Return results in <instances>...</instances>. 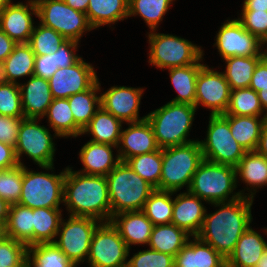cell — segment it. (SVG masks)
Returning <instances> with one entry per match:
<instances>
[{"mask_svg": "<svg viewBox=\"0 0 267 267\" xmlns=\"http://www.w3.org/2000/svg\"><path fill=\"white\" fill-rule=\"evenodd\" d=\"M253 203V199L246 197L212 203L211 206L215 207V210L209 213L206 209L197 237L227 259L241 235L252 225Z\"/></svg>", "mask_w": 267, "mask_h": 267, "instance_id": "1", "label": "cell"}, {"mask_svg": "<svg viewBox=\"0 0 267 267\" xmlns=\"http://www.w3.org/2000/svg\"><path fill=\"white\" fill-rule=\"evenodd\" d=\"M66 166L63 205L68 215L110 222L111 203L106 176L86 175Z\"/></svg>", "mask_w": 267, "mask_h": 267, "instance_id": "2", "label": "cell"}, {"mask_svg": "<svg viewBox=\"0 0 267 267\" xmlns=\"http://www.w3.org/2000/svg\"><path fill=\"white\" fill-rule=\"evenodd\" d=\"M197 111L195 106L170 101L150 111L146 119L153 129L159 148L184 145L198 140L189 138Z\"/></svg>", "mask_w": 267, "mask_h": 267, "instance_id": "3", "label": "cell"}, {"mask_svg": "<svg viewBox=\"0 0 267 267\" xmlns=\"http://www.w3.org/2000/svg\"><path fill=\"white\" fill-rule=\"evenodd\" d=\"M54 166H40L41 171L37 172L26 165L23 166L22 190L18 204L31 209L62 208L66 167L57 174L54 172Z\"/></svg>", "mask_w": 267, "mask_h": 267, "instance_id": "4", "label": "cell"}, {"mask_svg": "<svg viewBox=\"0 0 267 267\" xmlns=\"http://www.w3.org/2000/svg\"><path fill=\"white\" fill-rule=\"evenodd\" d=\"M111 217L127 211L143 210L155 188L141 178L128 164L120 161L107 175Z\"/></svg>", "mask_w": 267, "mask_h": 267, "instance_id": "5", "label": "cell"}, {"mask_svg": "<svg viewBox=\"0 0 267 267\" xmlns=\"http://www.w3.org/2000/svg\"><path fill=\"white\" fill-rule=\"evenodd\" d=\"M204 160L199 139L162 149V170L157 190L188 191L192 177Z\"/></svg>", "mask_w": 267, "mask_h": 267, "instance_id": "6", "label": "cell"}, {"mask_svg": "<svg viewBox=\"0 0 267 267\" xmlns=\"http://www.w3.org/2000/svg\"><path fill=\"white\" fill-rule=\"evenodd\" d=\"M237 188L235 167L204 159L194 173L188 191L210 205L242 197Z\"/></svg>", "mask_w": 267, "mask_h": 267, "instance_id": "7", "label": "cell"}, {"mask_svg": "<svg viewBox=\"0 0 267 267\" xmlns=\"http://www.w3.org/2000/svg\"><path fill=\"white\" fill-rule=\"evenodd\" d=\"M145 35L149 44L147 62L162 71L195 64L205 55L202 46L181 36L160 33L158 29Z\"/></svg>", "mask_w": 267, "mask_h": 267, "instance_id": "8", "label": "cell"}, {"mask_svg": "<svg viewBox=\"0 0 267 267\" xmlns=\"http://www.w3.org/2000/svg\"><path fill=\"white\" fill-rule=\"evenodd\" d=\"M41 120V118H23L20 123L15 153L21 166H25L23 161L25 156L38 167L55 164L56 142L54 140L60 137L47 125H41Z\"/></svg>", "mask_w": 267, "mask_h": 267, "instance_id": "9", "label": "cell"}, {"mask_svg": "<svg viewBox=\"0 0 267 267\" xmlns=\"http://www.w3.org/2000/svg\"><path fill=\"white\" fill-rule=\"evenodd\" d=\"M206 137L199 140L205 160L236 167L247 152L230 132L228 115H210Z\"/></svg>", "mask_w": 267, "mask_h": 267, "instance_id": "10", "label": "cell"}, {"mask_svg": "<svg viewBox=\"0 0 267 267\" xmlns=\"http://www.w3.org/2000/svg\"><path fill=\"white\" fill-rule=\"evenodd\" d=\"M35 3L38 22L60 33L65 39L81 43V38L94 30L87 15L71 8L64 0H38Z\"/></svg>", "mask_w": 267, "mask_h": 267, "instance_id": "11", "label": "cell"}, {"mask_svg": "<svg viewBox=\"0 0 267 267\" xmlns=\"http://www.w3.org/2000/svg\"><path fill=\"white\" fill-rule=\"evenodd\" d=\"M67 218L62 217L53 243L79 267L87 261L93 233L101 222L91 217L68 215Z\"/></svg>", "mask_w": 267, "mask_h": 267, "instance_id": "12", "label": "cell"}, {"mask_svg": "<svg viewBox=\"0 0 267 267\" xmlns=\"http://www.w3.org/2000/svg\"><path fill=\"white\" fill-rule=\"evenodd\" d=\"M130 250L111 222L95 229L86 264L88 267H119L127 263Z\"/></svg>", "mask_w": 267, "mask_h": 267, "instance_id": "13", "label": "cell"}, {"mask_svg": "<svg viewBox=\"0 0 267 267\" xmlns=\"http://www.w3.org/2000/svg\"><path fill=\"white\" fill-rule=\"evenodd\" d=\"M205 65L196 80L195 107L209 109L210 115L225 114L230 101V86L224 73Z\"/></svg>", "mask_w": 267, "mask_h": 267, "instance_id": "14", "label": "cell"}, {"mask_svg": "<svg viewBox=\"0 0 267 267\" xmlns=\"http://www.w3.org/2000/svg\"><path fill=\"white\" fill-rule=\"evenodd\" d=\"M218 29L213 47H216L222 60L234 56H261L260 40L236 18H227Z\"/></svg>", "mask_w": 267, "mask_h": 267, "instance_id": "15", "label": "cell"}, {"mask_svg": "<svg viewBox=\"0 0 267 267\" xmlns=\"http://www.w3.org/2000/svg\"><path fill=\"white\" fill-rule=\"evenodd\" d=\"M53 99L68 98L89 89L97 80V71L92 63L80 58L69 67L58 68L49 79Z\"/></svg>", "mask_w": 267, "mask_h": 267, "instance_id": "16", "label": "cell"}, {"mask_svg": "<svg viewBox=\"0 0 267 267\" xmlns=\"http://www.w3.org/2000/svg\"><path fill=\"white\" fill-rule=\"evenodd\" d=\"M102 90L103 88L100 91L101 106L124 125L146 119L147 114L143 117L139 115L141 99L145 92L143 87L113 85L105 92Z\"/></svg>", "mask_w": 267, "mask_h": 267, "instance_id": "17", "label": "cell"}, {"mask_svg": "<svg viewBox=\"0 0 267 267\" xmlns=\"http://www.w3.org/2000/svg\"><path fill=\"white\" fill-rule=\"evenodd\" d=\"M37 18L36 3L32 1L14 2L0 11V29L14 42L28 43Z\"/></svg>", "mask_w": 267, "mask_h": 267, "instance_id": "18", "label": "cell"}, {"mask_svg": "<svg viewBox=\"0 0 267 267\" xmlns=\"http://www.w3.org/2000/svg\"><path fill=\"white\" fill-rule=\"evenodd\" d=\"M174 195L171 223L191 237L197 236L208 208L205 206L206 202L186 190L180 191V193L174 192Z\"/></svg>", "mask_w": 267, "mask_h": 267, "instance_id": "19", "label": "cell"}, {"mask_svg": "<svg viewBox=\"0 0 267 267\" xmlns=\"http://www.w3.org/2000/svg\"><path fill=\"white\" fill-rule=\"evenodd\" d=\"M127 128L121 130L117 153L120 161H126L140 154H147L159 150L153 129L147 119L126 123Z\"/></svg>", "mask_w": 267, "mask_h": 267, "instance_id": "20", "label": "cell"}, {"mask_svg": "<svg viewBox=\"0 0 267 267\" xmlns=\"http://www.w3.org/2000/svg\"><path fill=\"white\" fill-rule=\"evenodd\" d=\"M235 168L237 187L240 181L246 186L239 190L240 194L254 200L259 188L267 187V158L256 151H248Z\"/></svg>", "mask_w": 267, "mask_h": 267, "instance_id": "21", "label": "cell"}, {"mask_svg": "<svg viewBox=\"0 0 267 267\" xmlns=\"http://www.w3.org/2000/svg\"><path fill=\"white\" fill-rule=\"evenodd\" d=\"M110 222L118 230L129 250L132 245L149 244L153 223L140 211L121 212L111 217Z\"/></svg>", "mask_w": 267, "mask_h": 267, "instance_id": "22", "label": "cell"}, {"mask_svg": "<svg viewBox=\"0 0 267 267\" xmlns=\"http://www.w3.org/2000/svg\"><path fill=\"white\" fill-rule=\"evenodd\" d=\"M115 149L117 151V147L111 144L87 141L78 154L83 167L76 171L86 175L106 176L120 162L118 153L114 154Z\"/></svg>", "mask_w": 267, "mask_h": 267, "instance_id": "23", "label": "cell"}, {"mask_svg": "<svg viewBox=\"0 0 267 267\" xmlns=\"http://www.w3.org/2000/svg\"><path fill=\"white\" fill-rule=\"evenodd\" d=\"M19 88L24 117L42 119L53 101L49 80L32 75Z\"/></svg>", "mask_w": 267, "mask_h": 267, "instance_id": "24", "label": "cell"}, {"mask_svg": "<svg viewBox=\"0 0 267 267\" xmlns=\"http://www.w3.org/2000/svg\"><path fill=\"white\" fill-rule=\"evenodd\" d=\"M267 235V227L261 229ZM267 250V241L250 226L239 238L226 259V267H254Z\"/></svg>", "mask_w": 267, "mask_h": 267, "instance_id": "25", "label": "cell"}, {"mask_svg": "<svg viewBox=\"0 0 267 267\" xmlns=\"http://www.w3.org/2000/svg\"><path fill=\"white\" fill-rule=\"evenodd\" d=\"M174 267H226V259L197 236L174 256Z\"/></svg>", "mask_w": 267, "mask_h": 267, "instance_id": "26", "label": "cell"}, {"mask_svg": "<svg viewBox=\"0 0 267 267\" xmlns=\"http://www.w3.org/2000/svg\"><path fill=\"white\" fill-rule=\"evenodd\" d=\"M35 54L28 43L16 44L12 53L0 64V80L20 84L34 75ZM26 77V78H25Z\"/></svg>", "mask_w": 267, "mask_h": 267, "instance_id": "27", "label": "cell"}, {"mask_svg": "<svg viewBox=\"0 0 267 267\" xmlns=\"http://www.w3.org/2000/svg\"><path fill=\"white\" fill-rule=\"evenodd\" d=\"M123 124L101 106L83 129L81 136H90V141L94 143L118 147Z\"/></svg>", "mask_w": 267, "mask_h": 267, "instance_id": "28", "label": "cell"}, {"mask_svg": "<svg viewBox=\"0 0 267 267\" xmlns=\"http://www.w3.org/2000/svg\"><path fill=\"white\" fill-rule=\"evenodd\" d=\"M129 0H89L87 18L94 30L128 19ZM112 26V27H111Z\"/></svg>", "mask_w": 267, "mask_h": 267, "instance_id": "29", "label": "cell"}, {"mask_svg": "<svg viewBox=\"0 0 267 267\" xmlns=\"http://www.w3.org/2000/svg\"><path fill=\"white\" fill-rule=\"evenodd\" d=\"M203 60L204 56L195 64L167 69L173 88L178 94L170 102L195 105L196 80L199 70L205 65Z\"/></svg>", "mask_w": 267, "mask_h": 267, "instance_id": "30", "label": "cell"}, {"mask_svg": "<svg viewBox=\"0 0 267 267\" xmlns=\"http://www.w3.org/2000/svg\"><path fill=\"white\" fill-rule=\"evenodd\" d=\"M43 119L48 121L47 126L60 138H77L82 134V130L75 124L67 98L53 99Z\"/></svg>", "mask_w": 267, "mask_h": 267, "instance_id": "31", "label": "cell"}, {"mask_svg": "<svg viewBox=\"0 0 267 267\" xmlns=\"http://www.w3.org/2000/svg\"><path fill=\"white\" fill-rule=\"evenodd\" d=\"M98 80L87 90L68 97L75 124L83 131L101 107V83Z\"/></svg>", "mask_w": 267, "mask_h": 267, "instance_id": "32", "label": "cell"}, {"mask_svg": "<svg viewBox=\"0 0 267 267\" xmlns=\"http://www.w3.org/2000/svg\"><path fill=\"white\" fill-rule=\"evenodd\" d=\"M191 236L173 223L153 227L148 248L175 256Z\"/></svg>", "mask_w": 267, "mask_h": 267, "instance_id": "33", "label": "cell"}, {"mask_svg": "<svg viewBox=\"0 0 267 267\" xmlns=\"http://www.w3.org/2000/svg\"><path fill=\"white\" fill-rule=\"evenodd\" d=\"M264 116L228 115L232 137L248 152L255 151L259 142Z\"/></svg>", "mask_w": 267, "mask_h": 267, "instance_id": "34", "label": "cell"}, {"mask_svg": "<svg viewBox=\"0 0 267 267\" xmlns=\"http://www.w3.org/2000/svg\"><path fill=\"white\" fill-rule=\"evenodd\" d=\"M62 208L33 209V245L38 243H53L61 222Z\"/></svg>", "mask_w": 267, "mask_h": 267, "instance_id": "35", "label": "cell"}, {"mask_svg": "<svg viewBox=\"0 0 267 267\" xmlns=\"http://www.w3.org/2000/svg\"><path fill=\"white\" fill-rule=\"evenodd\" d=\"M261 56H234L223 60L225 71H222L231 90L249 88L255 67Z\"/></svg>", "mask_w": 267, "mask_h": 267, "instance_id": "36", "label": "cell"}, {"mask_svg": "<svg viewBox=\"0 0 267 267\" xmlns=\"http://www.w3.org/2000/svg\"><path fill=\"white\" fill-rule=\"evenodd\" d=\"M6 226L8 237L28 247L33 245V209L20 204L10 205Z\"/></svg>", "mask_w": 267, "mask_h": 267, "instance_id": "37", "label": "cell"}, {"mask_svg": "<svg viewBox=\"0 0 267 267\" xmlns=\"http://www.w3.org/2000/svg\"><path fill=\"white\" fill-rule=\"evenodd\" d=\"M176 0H129L128 18L141 17L148 31L157 30Z\"/></svg>", "mask_w": 267, "mask_h": 267, "instance_id": "38", "label": "cell"}, {"mask_svg": "<svg viewBox=\"0 0 267 267\" xmlns=\"http://www.w3.org/2000/svg\"><path fill=\"white\" fill-rule=\"evenodd\" d=\"M25 267H77L54 243H38L28 247Z\"/></svg>", "mask_w": 267, "mask_h": 267, "instance_id": "39", "label": "cell"}, {"mask_svg": "<svg viewBox=\"0 0 267 267\" xmlns=\"http://www.w3.org/2000/svg\"><path fill=\"white\" fill-rule=\"evenodd\" d=\"M174 192L155 189L145 202L143 212L156 225L170 224Z\"/></svg>", "mask_w": 267, "mask_h": 267, "instance_id": "40", "label": "cell"}, {"mask_svg": "<svg viewBox=\"0 0 267 267\" xmlns=\"http://www.w3.org/2000/svg\"><path fill=\"white\" fill-rule=\"evenodd\" d=\"M226 115L266 116L261 107L258 94L251 88L234 89L230 92V101Z\"/></svg>", "mask_w": 267, "mask_h": 267, "instance_id": "41", "label": "cell"}, {"mask_svg": "<svg viewBox=\"0 0 267 267\" xmlns=\"http://www.w3.org/2000/svg\"><path fill=\"white\" fill-rule=\"evenodd\" d=\"M125 162L155 189L159 186L162 170V149L133 156Z\"/></svg>", "mask_w": 267, "mask_h": 267, "instance_id": "42", "label": "cell"}, {"mask_svg": "<svg viewBox=\"0 0 267 267\" xmlns=\"http://www.w3.org/2000/svg\"><path fill=\"white\" fill-rule=\"evenodd\" d=\"M37 23L33 28L28 44L35 56L54 54L66 39L52 28Z\"/></svg>", "mask_w": 267, "mask_h": 267, "instance_id": "43", "label": "cell"}, {"mask_svg": "<svg viewBox=\"0 0 267 267\" xmlns=\"http://www.w3.org/2000/svg\"><path fill=\"white\" fill-rule=\"evenodd\" d=\"M23 180V166L0 171V198L10 205L18 204Z\"/></svg>", "mask_w": 267, "mask_h": 267, "instance_id": "44", "label": "cell"}, {"mask_svg": "<svg viewBox=\"0 0 267 267\" xmlns=\"http://www.w3.org/2000/svg\"><path fill=\"white\" fill-rule=\"evenodd\" d=\"M0 115L24 117L19 84L0 80Z\"/></svg>", "mask_w": 267, "mask_h": 267, "instance_id": "45", "label": "cell"}, {"mask_svg": "<svg viewBox=\"0 0 267 267\" xmlns=\"http://www.w3.org/2000/svg\"><path fill=\"white\" fill-rule=\"evenodd\" d=\"M28 246L7 237L0 241V267H25Z\"/></svg>", "mask_w": 267, "mask_h": 267, "instance_id": "46", "label": "cell"}, {"mask_svg": "<svg viewBox=\"0 0 267 267\" xmlns=\"http://www.w3.org/2000/svg\"><path fill=\"white\" fill-rule=\"evenodd\" d=\"M129 267H174V256L147 248L127 259Z\"/></svg>", "mask_w": 267, "mask_h": 267, "instance_id": "47", "label": "cell"}, {"mask_svg": "<svg viewBox=\"0 0 267 267\" xmlns=\"http://www.w3.org/2000/svg\"><path fill=\"white\" fill-rule=\"evenodd\" d=\"M237 20L251 34L261 40L267 35V11H240Z\"/></svg>", "mask_w": 267, "mask_h": 267, "instance_id": "48", "label": "cell"}, {"mask_svg": "<svg viewBox=\"0 0 267 267\" xmlns=\"http://www.w3.org/2000/svg\"><path fill=\"white\" fill-rule=\"evenodd\" d=\"M80 42L66 39L55 52V60L58 68L69 67L75 64L82 56L78 55Z\"/></svg>", "mask_w": 267, "mask_h": 267, "instance_id": "49", "label": "cell"}, {"mask_svg": "<svg viewBox=\"0 0 267 267\" xmlns=\"http://www.w3.org/2000/svg\"><path fill=\"white\" fill-rule=\"evenodd\" d=\"M25 117H11L0 115V142L15 147L18 130L22 119Z\"/></svg>", "mask_w": 267, "mask_h": 267, "instance_id": "50", "label": "cell"}, {"mask_svg": "<svg viewBox=\"0 0 267 267\" xmlns=\"http://www.w3.org/2000/svg\"><path fill=\"white\" fill-rule=\"evenodd\" d=\"M58 70L55 53L43 56H35L34 75L49 79Z\"/></svg>", "mask_w": 267, "mask_h": 267, "instance_id": "51", "label": "cell"}, {"mask_svg": "<svg viewBox=\"0 0 267 267\" xmlns=\"http://www.w3.org/2000/svg\"><path fill=\"white\" fill-rule=\"evenodd\" d=\"M15 147L0 142V169L6 170L18 166Z\"/></svg>", "mask_w": 267, "mask_h": 267, "instance_id": "52", "label": "cell"}, {"mask_svg": "<svg viewBox=\"0 0 267 267\" xmlns=\"http://www.w3.org/2000/svg\"><path fill=\"white\" fill-rule=\"evenodd\" d=\"M267 86V62L261 59L255 67L249 88L260 91Z\"/></svg>", "mask_w": 267, "mask_h": 267, "instance_id": "53", "label": "cell"}, {"mask_svg": "<svg viewBox=\"0 0 267 267\" xmlns=\"http://www.w3.org/2000/svg\"><path fill=\"white\" fill-rule=\"evenodd\" d=\"M16 44L0 29V64L12 53Z\"/></svg>", "mask_w": 267, "mask_h": 267, "instance_id": "54", "label": "cell"}, {"mask_svg": "<svg viewBox=\"0 0 267 267\" xmlns=\"http://www.w3.org/2000/svg\"><path fill=\"white\" fill-rule=\"evenodd\" d=\"M255 151L267 158V115L264 116L259 142Z\"/></svg>", "mask_w": 267, "mask_h": 267, "instance_id": "55", "label": "cell"}, {"mask_svg": "<svg viewBox=\"0 0 267 267\" xmlns=\"http://www.w3.org/2000/svg\"><path fill=\"white\" fill-rule=\"evenodd\" d=\"M241 11H267V0H243Z\"/></svg>", "mask_w": 267, "mask_h": 267, "instance_id": "56", "label": "cell"}, {"mask_svg": "<svg viewBox=\"0 0 267 267\" xmlns=\"http://www.w3.org/2000/svg\"><path fill=\"white\" fill-rule=\"evenodd\" d=\"M71 8L81 11L86 14L89 5V0H64Z\"/></svg>", "mask_w": 267, "mask_h": 267, "instance_id": "57", "label": "cell"}, {"mask_svg": "<svg viewBox=\"0 0 267 267\" xmlns=\"http://www.w3.org/2000/svg\"><path fill=\"white\" fill-rule=\"evenodd\" d=\"M10 204L0 198V221L7 222Z\"/></svg>", "mask_w": 267, "mask_h": 267, "instance_id": "58", "label": "cell"}, {"mask_svg": "<svg viewBox=\"0 0 267 267\" xmlns=\"http://www.w3.org/2000/svg\"><path fill=\"white\" fill-rule=\"evenodd\" d=\"M261 107L267 114V86L262 87L260 91L257 92Z\"/></svg>", "mask_w": 267, "mask_h": 267, "instance_id": "59", "label": "cell"}, {"mask_svg": "<svg viewBox=\"0 0 267 267\" xmlns=\"http://www.w3.org/2000/svg\"><path fill=\"white\" fill-rule=\"evenodd\" d=\"M260 55L267 62V35L260 40Z\"/></svg>", "mask_w": 267, "mask_h": 267, "instance_id": "60", "label": "cell"}, {"mask_svg": "<svg viewBox=\"0 0 267 267\" xmlns=\"http://www.w3.org/2000/svg\"><path fill=\"white\" fill-rule=\"evenodd\" d=\"M8 237L7 226L5 221H0V241L5 240Z\"/></svg>", "mask_w": 267, "mask_h": 267, "instance_id": "61", "label": "cell"}, {"mask_svg": "<svg viewBox=\"0 0 267 267\" xmlns=\"http://www.w3.org/2000/svg\"><path fill=\"white\" fill-rule=\"evenodd\" d=\"M254 267H267V250Z\"/></svg>", "mask_w": 267, "mask_h": 267, "instance_id": "62", "label": "cell"}, {"mask_svg": "<svg viewBox=\"0 0 267 267\" xmlns=\"http://www.w3.org/2000/svg\"><path fill=\"white\" fill-rule=\"evenodd\" d=\"M13 0H0V11H2L7 5L12 4Z\"/></svg>", "mask_w": 267, "mask_h": 267, "instance_id": "63", "label": "cell"}, {"mask_svg": "<svg viewBox=\"0 0 267 267\" xmlns=\"http://www.w3.org/2000/svg\"><path fill=\"white\" fill-rule=\"evenodd\" d=\"M119 267H129V266H128V264L126 263V264H124V265H122V266H119Z\"/></svg>", "mask_w": 267, "mask_h": 267, "instance_id": "64", "label": "cell"}, {"mask_svg": "<svg viewBox=\"0 0 267 267\" xmlns=\"http://www.w3.org/2000/svg\"><path fill=\"white\" fill-rule=\"evenodd\" d=\"M26 1H32V2H37L38 0H26Z\"/></svg>", "mask_w": 267, "mask_h": 267, "instance_id": "65", "label": "cell"}]
</instances>
